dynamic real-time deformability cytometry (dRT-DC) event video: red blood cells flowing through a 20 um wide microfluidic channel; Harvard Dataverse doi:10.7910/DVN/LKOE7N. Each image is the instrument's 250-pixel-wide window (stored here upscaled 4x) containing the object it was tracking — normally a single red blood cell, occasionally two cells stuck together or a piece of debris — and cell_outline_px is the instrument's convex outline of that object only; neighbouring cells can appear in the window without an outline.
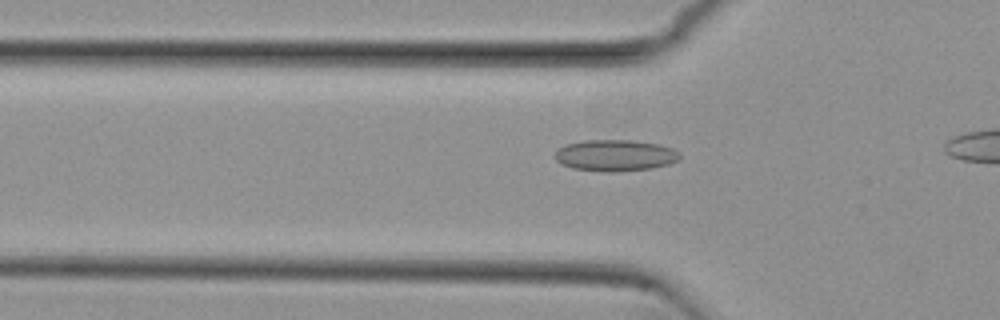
{"species": "common noctule bat (a hibernating species)", "species_latin": "Nyctalus noctula", "temperature_condition": "cold", "stored_images_in_passage": 27, "camera_frame_rate_fps": 3000, "um_per_image_px": 0.085, "animal": {"sex": "female", "body_mass_g": 29.2, "forearm_length_mm": 56.3}, "frame": {"image": 1, "passage_image": 8, "time_ms": 2.333, "image_size_px": [1000, 320], "cell_outline_px": [[680, 160], [668, 164], [652, 168], [616, 172], [608, 172], [572, 168], [560, 164], [556, 160], [556, 152], [564, 144], [584, 140], [632, 140], [660, 144], [672, 148], [680, 152]], "centroid_in_image_um": [52.31, 13.2], "position_along_channel_um": 73.5, "area_um2": 23.0}}
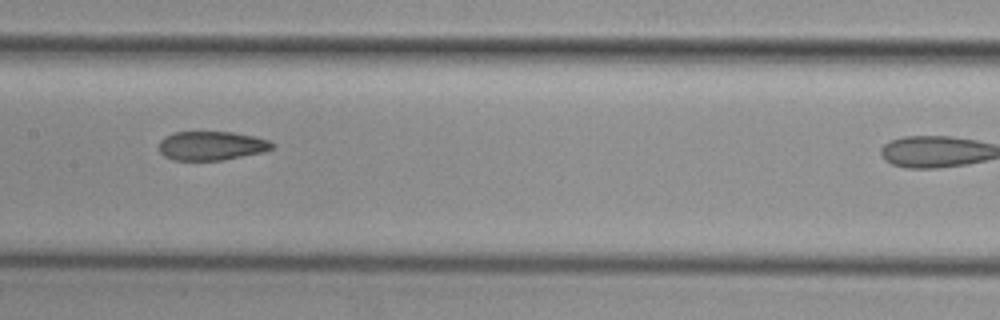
{"frame": {"image": 2, "passage_image": 17, "time_ms": 5.333, "image_size_px": [1000, 320], "cell_outline_px": [[276, 144], [272, 148], [264, 152], [224, 160], [172, 160], [164, 156], [160, 152], [160, 140], [164, 136], [172, 132], [232, 132], [256, 136], [272, 140]], "centroid_in_image_um": [18.02, 12.38], "position_along_channel_um": 189.4, "area_um2": 19.42}}
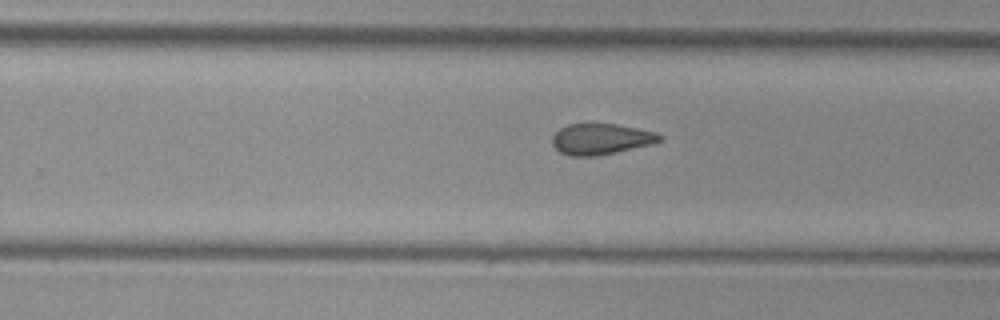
{"frame": {"image": 3, "passage_image": 24, "time_ms": 7.667, "image_size_px": [1000, 320], "cell_outline_px": [[664, 140], [652, 144], [616, 152], [596, 156], [572, 156], [560, 152], [552, 144], [552, 136], [560, 128], [568, 124], [616, 124], [656, 132], [664, 136]], "centroid_in_image_um": [51.11, 11.82], "position_along_channel_um": 278.7, "area_um2": 19.36}}